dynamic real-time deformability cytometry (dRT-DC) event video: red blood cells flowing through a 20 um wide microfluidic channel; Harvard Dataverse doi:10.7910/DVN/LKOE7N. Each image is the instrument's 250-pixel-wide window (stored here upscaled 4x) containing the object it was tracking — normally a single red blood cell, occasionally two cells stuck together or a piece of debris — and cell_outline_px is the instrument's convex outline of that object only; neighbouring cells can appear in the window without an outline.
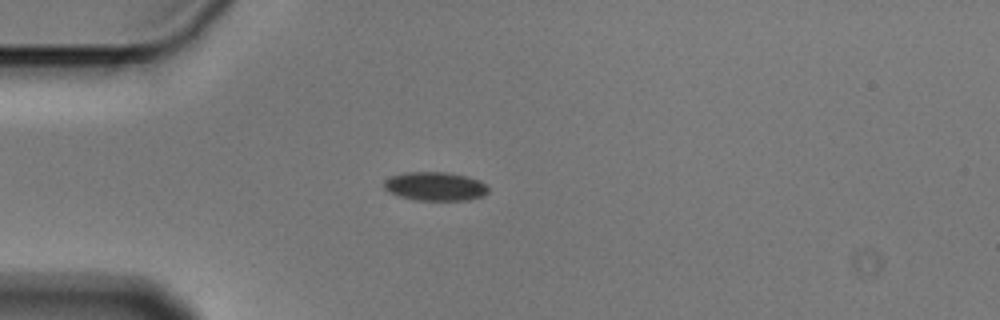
{"species": "Egyptian fruit bat (a non-hibernating species)", "species_latin": "Rousettus aegyptiacus", "temperature_condition": "cold", "stored_images_in_passage": 4, "camera_frame_rate_fps": 3000, "um_per_image_px": 0.085, "animal": {"sex": "male"}, "frame": {"image": 1, "passage_image": 4, "time_ms": 1.0, "image_size_px": [1000, 320], "cell_outline_px": [[488, 192], [484, 196], [468, 200], [416, 200], [396, 196], [388, 192], [384, 188], [384, 180], [392, 176], [408, 172], [448, 172], [480, 180], [488, 188]], "centroid_in_image_um": [36.97, 15.85], "position_along_channel_um": 48.0, "area_um2": 17.51}}